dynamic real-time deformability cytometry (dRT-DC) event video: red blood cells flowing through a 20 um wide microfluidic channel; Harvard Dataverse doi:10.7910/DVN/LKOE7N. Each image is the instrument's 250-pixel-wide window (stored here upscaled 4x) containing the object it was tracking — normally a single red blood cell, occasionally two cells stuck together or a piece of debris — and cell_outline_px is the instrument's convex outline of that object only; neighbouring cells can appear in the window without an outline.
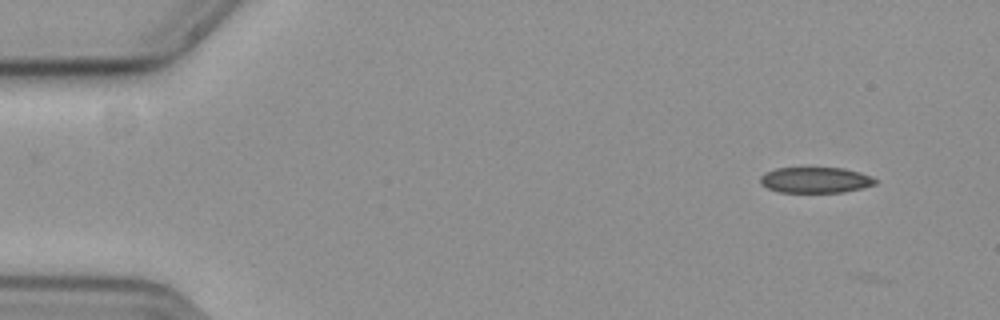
{"species": "common noctule bat (a hibernating species)", "species_latin": "Nyctalus noctula", "temperature_condition": "cold", "stored_images_in_passage": 2, "camera_frame_rate_fps": 3000, "um_per_image_px": 0.085, "animal": {"sex": "female", "body_mass_g": 19.3, "forearm_length_mm": 54.1}, "frame": {"image": 1, "passage_image": 1, "time_ms": 0.0, "image_size_px": [1000, 320], "cell_outline_px": [[880, 180], [876, 184], [844, 192], [780, 192], [768, 188], [760, 180], [760, 176], [764, 172], [776, 168], [844, 168], [860, 172], [872, 176]], "centroid_in_image_um": [69.36, 15.29], "position_along_channel_um": 15.6, "area_um2": 17.28}}